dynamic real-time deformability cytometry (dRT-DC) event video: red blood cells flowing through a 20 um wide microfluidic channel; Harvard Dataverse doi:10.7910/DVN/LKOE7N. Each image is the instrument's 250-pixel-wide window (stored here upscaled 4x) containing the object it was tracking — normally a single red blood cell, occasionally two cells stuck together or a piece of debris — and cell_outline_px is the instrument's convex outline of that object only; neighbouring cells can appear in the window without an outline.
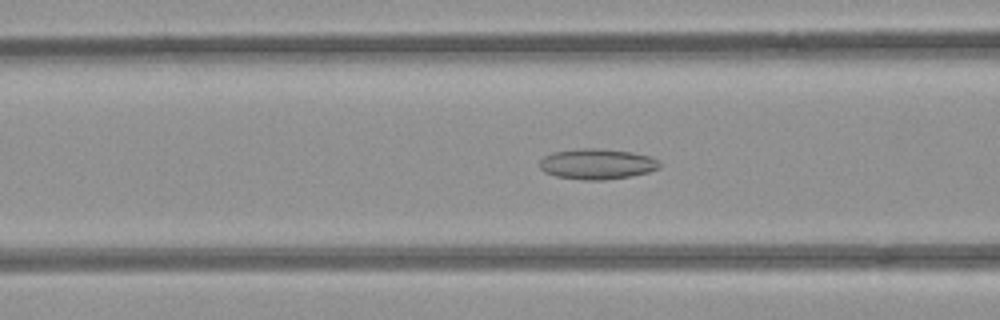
{"species": "common noctule bat (a hibernating species)", "species_latin": "Nyctalus noctula", "temperature_condition": "room temperature", "stored_images_in_passage": 48, "camera_frame_rate_fps": 3000, "um_per_image_px": 0.085, "animal": {"sex": "female", "body_mass_g": 21.9}, "frame": {"image": 1, "passage_image": 15, "time_ms": 4.667, "image_size_px": [1000, 320], "cell_outline_px": [[660, 168], [648, 172], [632, 176], [604, 180], [584, 180], [556, 176], [544, 172], [540, 168], [540, 160], [544, 156], [552, 152], [584, 148], [596, 148], [632, 152], [652, 156], [660, 160]], "centroid_in_image_um": [50.78, 13.94], "position_along_channel_um": 115.8, "area_um2": 21.5}}
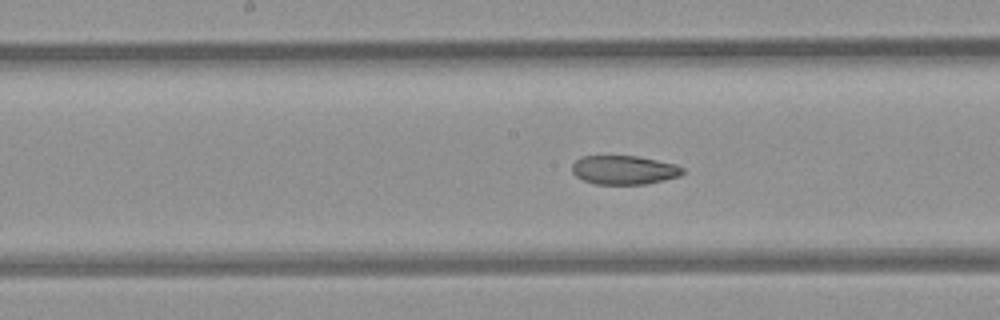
{"frame": {"image": 2, "passage_image": 21, "time_ms": 6.667, "image_size_px": [1000, 320], "cell_outline_px": [[684, 172], [680, 176], [648, 184], [596, 184], [584, 180], [576, 176], [572, 172], [572, 164], [580, 156], [636, 156], [676, 164], [684, 168]], "centroid_in_image_um": [53.05, 14.45], "position_along_channel_um": 195.1, "area_um2": 18.67}}
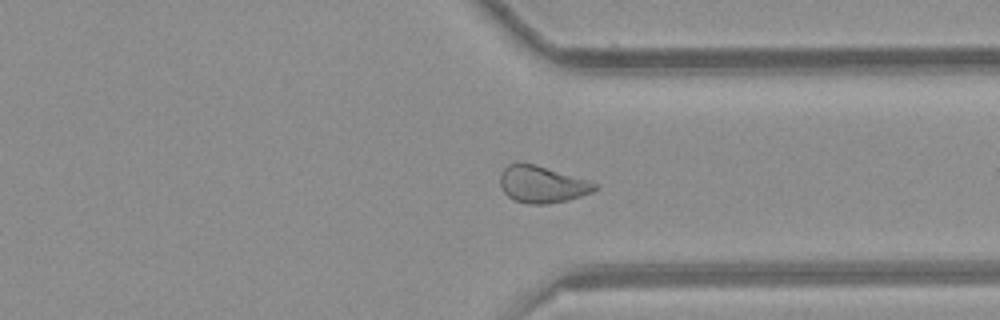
{"frame": {"image": 3, "passage_image": 34, "time_ms": 11.0, "image_size_px": [1000, 320], "cell_outline_px": [[600, 188], [592, 192], [568, 200], [548, 204], [528, 204], [516, 200], [508, 196], [504, 192], [500, 184], [500, 172], [508, 164], [536, 164], [588, 180], [600, 184]], "centroid_in_image_um": [46.12, 15.68], "position_along_channel_um": 365.3, "area_um2": 20.35}, "authors_computed_cell_mechanics": {"area_um2": 21.1548, "velocity_mm_per_s": 3.9389, "shape_relaxation_time_tau1_ms": null, "shape_relaxation_time_tau2_ms": 3.1832, "deformation_change_tau1": null, "deformation_change_tau2": 0.0882}}